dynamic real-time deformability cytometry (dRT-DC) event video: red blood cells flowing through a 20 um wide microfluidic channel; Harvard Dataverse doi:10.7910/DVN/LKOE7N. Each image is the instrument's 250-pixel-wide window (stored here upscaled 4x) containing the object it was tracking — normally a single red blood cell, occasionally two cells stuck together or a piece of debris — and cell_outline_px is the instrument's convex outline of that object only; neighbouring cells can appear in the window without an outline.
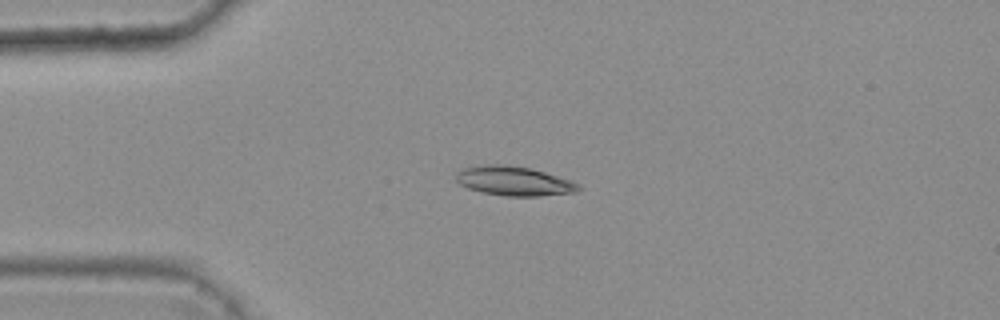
{"species": "common noctule bat (a hibernating species)", "species_latin": "Nyctalus noctula", "temperature_condition": "warm", "stored_images_in_passage": 7, "camera_frame_rate_fps": 3000, "um_per_image_px": 0.085, "animal": {"sex": "female", "body_mass_g": 25.1}, "frame": {"image": 1, "passage_image": 3, "time_ms": 0.667, "image_size_px": [1000, 320], "cell_outline_px": [[584, 188], [576, 192], [540, 196], [504, 196], [484, 192], [468, 188], [460, 184], [456, 180], [456, 172], [464, 168], [480, 164], [504, 164], [528, 168], [544, 172], [580, 184]], "centroid_in_image_um": [43.68, 15.39], "position_along_channel_um": 41.3, "area_um2": 20.87}}
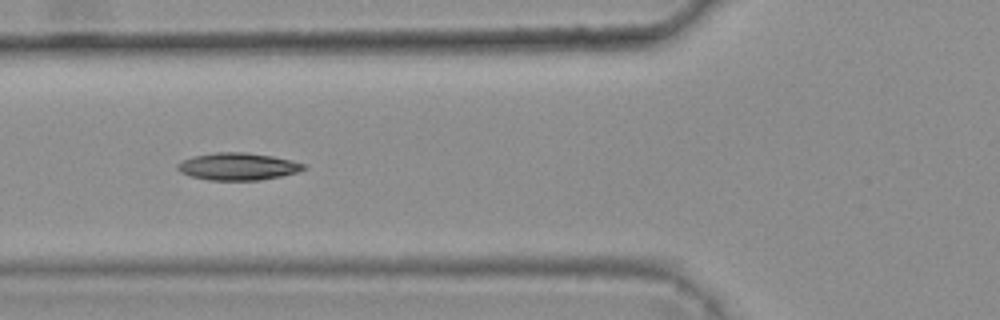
{"frame": {"image": 2, "passage_image": 5, "time_ms": 1.333, "image_size_px": [1000, 320], "cell_outline_px": [[308, 168], [296, 172], [280, 176], [260, 180], [208, 180], [192, 176], [180, 172], [176, 168], [176, 164], [192, 156], [216, 152], [248, 152], [272, 156], [292, 160], [304, 164]], "centroid_in_image_um": [20.21, 14.14], "position_along_channel_um": 105.6, "area_um2": 20.06}}
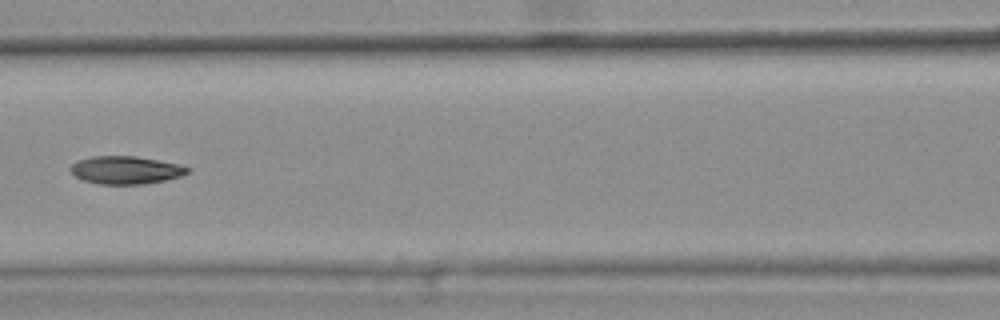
{"frame": {"image": 3, "passage_image": 6, "time_ms": 1.667, "image_size_px": [1000, 320], "cell_outline_px": [[192, 168], [188, 172], [180, 176], [164, 180], [144, 184], [100, 184], [84, 180], [76, 176], [68, 168], [76, 160], [92, 156], [136, 156], [176, 164]], "centroid_in_image_um": [10.65, 14.45], "position_along_channel_um": 155.9, "area_um2": 18.84}}